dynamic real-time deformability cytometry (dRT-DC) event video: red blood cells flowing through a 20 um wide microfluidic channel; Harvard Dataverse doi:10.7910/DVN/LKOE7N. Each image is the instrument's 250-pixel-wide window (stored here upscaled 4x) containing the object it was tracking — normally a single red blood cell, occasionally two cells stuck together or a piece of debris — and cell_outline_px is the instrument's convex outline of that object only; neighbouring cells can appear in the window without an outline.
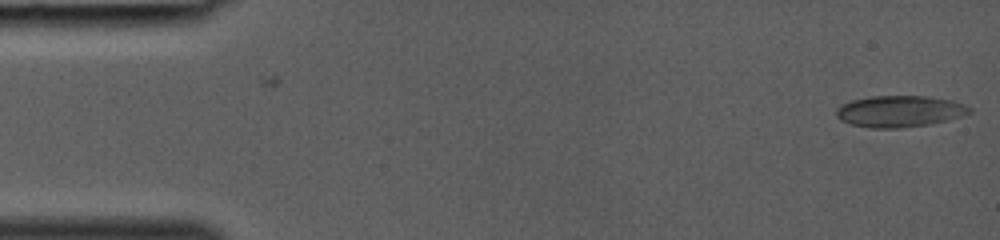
{"species": "common noctule bat (a hibernating species)", "species_latin": "Nyctalus noctula", "temperature_condition": "room temperature", "stored_images_in_passage": 3, "camera_frame_rate_fps": 3000, "um_per_image_px": 0.085, "animal": {"sex": "female", "body_mass_g": 19.0, "forearm_length_mm": 53.3}, "frame": {"image": 1, "passage_image": 3, "time_ms": 0.667, "image_size_px": [1000, 240], "cell_outline_px": [[972, 112], [948, 120], [928, 124], [900, 128], [872, 128], [852, 124], [840, 120], [836, 116], [836, 108], [840, 104], [852, 100], [872, 96], [924, 96], [952, 100], [964, 104], [972, 108]], "centroid_in_image_um": [76.45, 9.46], "position_along_channel_um": 8.5, "area_um2": 24.39}}